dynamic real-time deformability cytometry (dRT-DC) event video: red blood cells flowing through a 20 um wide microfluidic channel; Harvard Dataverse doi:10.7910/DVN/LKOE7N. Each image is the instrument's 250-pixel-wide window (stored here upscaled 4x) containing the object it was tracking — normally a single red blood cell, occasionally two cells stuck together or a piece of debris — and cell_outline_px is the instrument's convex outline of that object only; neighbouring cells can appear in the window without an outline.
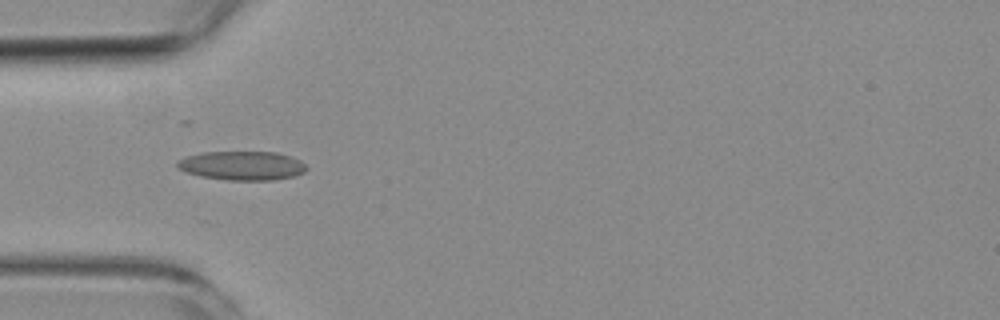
{"species": "common noctule bat (a hibernating species)", "species_latin": "Nyctalus noctula", "temperature_condition": "room temperature", "stored_images_in_passage": 6, "camera_frame_rate_fps": 3000, "um_per_image_px": 0.085, "animal": {"sex": "female", "body_mass_g": 19.3, "forearm_length_mm": 54.1}, "frame": {"image": 1, "passage_image": 6, "time_ms": 5.333, "image_size_px": [1000, 320], "cell_outline_px": [[308, 168], [304, 172], [296, 176], [272, 180], [228, 180], [200, 176], [176, 168], [176, 164], [180, 160], [188, 156], [204, 152], [276, 152], [300, 160]], "centroid_in_image_um": [20.6, 14.08], "position_along_channel_um": 64.4, "area_um2": 21.68}}